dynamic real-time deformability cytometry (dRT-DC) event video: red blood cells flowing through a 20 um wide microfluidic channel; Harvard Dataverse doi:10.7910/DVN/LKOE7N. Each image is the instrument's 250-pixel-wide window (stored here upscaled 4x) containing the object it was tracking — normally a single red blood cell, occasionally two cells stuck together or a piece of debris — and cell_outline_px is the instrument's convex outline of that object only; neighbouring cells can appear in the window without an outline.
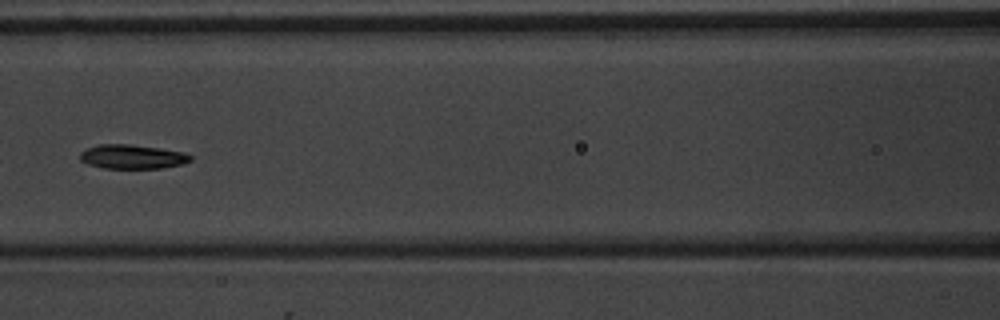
{"species": "common noctule bat (a hibernating species)", "species_latin": "Nyctalus noctula", "temperature_condition": "warm", "stored_images_in_passage": 8, "camera_frame_rate_fps": 3000, "um_per_image_px": 0.085, "animal": {"sex": "male", "body_mass_g": 20.1, "forearm_length_mm": 53.5}, "frame": {"image": 1, "passage_image": 7, "time_ms": 7.0, "image_size_px": [1000, 320], "cell_outline_px": [[192, 160], [180, 164], [160, 168], [104, 168], [88, 164], [80, 160], [80, 152], [88, 148], [100, 144], [128, 144], [184, 152], [192, 156]], "centroid_in_image_um": [11.22, 13.32], "position_along_channel_um": 155.4, "area_um2": 15.32}}
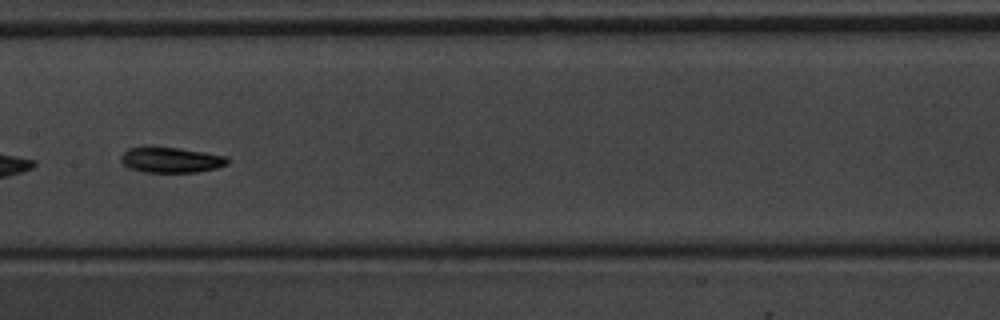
{"frame": {"image": 2, "passage_image": 8, "time_ms": 8.0, "image_size_px": [1000, 320], "cell_outline_px": [[228, 164], [216, 168], [196, 172], [144, 172], [128, 168], [120, 160], [120, 156], [128, 148], [180, 148], [228, 156]], "centroid_in_image_um": [14.55, 13.61], "position_along_channel_um": 192.8, "area_um2": 15.61}}